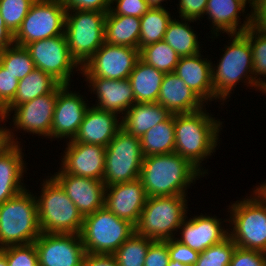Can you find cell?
I'll use <instances>...</instances> for the list:
<instances>
[{"label": "cell", "instance_id": "obj_1", "mask_svg": "<svg viewBox=\"0 0 266 266\" xmlns=\"http://www.w3.org/2000/svg\"><path fill=\"white\" fill-rule=\"evenodd\" d=\"M206 109L204 107L194 113L174 114V152L189 160L204 175L209 171L202 165L215 154L220 145L219 134L223 129V122Z\"/></svg>", "mask_w": 266, "mask_h": 266}, {"label": "cell", "instance_id": "obj_2", "mask_svg": "<svg viewBox=\"0 0 266 266\" xmlns=\"http://www.w3.org/2000/svg\"><path fill=\"white\" fill-rule=\"evenodd\" d=\"M204 176L189 160L172 152L144 157L139 179L147 197L187 196L190 186Z\"/></svg>", "mask_w": 266, "mask_h": 266}, {"label": "cell", "instance_id": "obj_3", "mask_svg": "<svg viewBox=\"0 0 266 266\" xmlns=\"http://www.w3.org/2000/svg\"><path fill=\"white\" fill-rule=\"evenodd\" d=\"M227 36L230 39L224 49L222 48L224 53H221V58L218 59L216 65L212 63L215 102L219 100L218 102H222L223 106L225 102H228L226 100L231 98L232 91L240 82L247 85L248 89L255 88L254 90L264 93V90L254 81L249 40L243 34H227Z\"/></svg>", "mask_w": 266, "mask_h": 266}, {"label": "cell", "instance_id": "obj_4", "mask_svg": "<svg viewBox=\"0 0 266 266\" xmlns=\"http://www.w3.org/2000/svg\"><path fill=\"white\" fill-rule=\"evenodd\" d=\"M40 184L36 201L41 233L80 234L84 217L65 190L49 175Z\"/></svg>", "mask_w": 266, "mask_h": 266}, {"label": "cell", "instance_id": "obj_5", "mask_svg": "<svg viewBox=\"0 0 266 266\" xmlns=\"http://www.w3.org/2000/svg\"><path fill=\"white\" fill-rule=\"evenodd\" d=\"M252 190L227 208L229 237L237 247L266 253V200Z\"/></svg>", "mask_w": 266, "mask_h": 266}, {"label": "cell", "instance_id": "obj_6", "mask_svg": "<svg viewBox=\"0 0 266 266\" xmlns=\"http://www.w3.org/2000/svg\"><path fill=\"white\" fill-rule=\"evenodd\" d=\"M34 194L26 188L0 205V249L31 244L40 236Z\"/></svg>", "mask_w": 266, "mask_h": 266}, {"label": "cell", "instance_id": "obj_7", "mask_svg": "<svg viewBox=\"0 0 266 266\" xmlns=\"http://www.w3.org/2000/svg\"><path fill=\"white\" fill-rule=\"evenodd\" d=\"M187 199L182 195L147 197L135 232L154 241L175 238L188 215Z\"/></svg>", "mask_w": 266, "mask_h": 266}, {"label": "cell", "instance_id": "obj_8", "mask_svg": "<svg viewBox=\"0 0 266 266\" xmlns=\"http://www.w3.org/2000/svg\"><path fill=\"white\" fill-rule=\"evenodd\" d=\"M134 232L132 223L104 206L84 217L80 236L86 253L112 255Z\"/></svg>", "mask_w": 266, "mask_h": 266}, {"label": "cell", "instance_id": "obj_9", "mask_svg": "<svg viewBox=\"0 0 266 266\" xmlns=\"http://www.w3.org/2000/svg\"><path fill=\"white\" fill-rule=\"evenodd\" d=\"M107 12L68 10L65 36L72 57L83 67L105 43Z\"/></svg>", "mask_w": 266, "mask_h": 266}, {"label": "cell", "instance_id": "obj_10", "mask_svg": "<svg viewBox=\"0 0 266 266\" xmlns=\"http://www.w3.org/2000/svg\"><path fill=\"white\" fill-rule=\"evenodd\" d=\"M143 159L140 138L121 128L106 147L104 185L107 187L139 179Z\"/></svg>", "mask_w": 266, "mask_h": 266}, {"label": "cell", "instance_id": "obj_11", "mask_svg": "<svg viewBox=\"0 0 266 266\" xmlns=\"http://www.w3.org/2000/svg\"><path fill=\"white\" fill-rule=\"evenodd\" d=\"M66 13L60 0H35L14 34V44L25 46L34 41L63 35Z\"/></svg>", "mask_w": 266, "mask_h": 266}, {"label": "cell", "instance_id": "obj_12", "mask_svg": "<svg viewBox=\"0 0 266 266\" xmlns=\"http://www.w3.org/2000/svg\"><path fill=\"white\" fill-rule=\"evenodd\" d=\"M25 48L28 50L35 68L51 75L61 85L71 84L73 73L77 71L79 75L82 71V67L70 53L65 33L26 44Z\"/></svg>", "mask_w": 266, "mask_h": 266}, {"label": "cell", "instance_id": "obj_13", "mask_svg": "<svg viewBox=\"0 0 266 266\" xmlns=\"http://www.w3.org/2000/svg\"><path fill=\"white\" fill-rule=\"evenodd\" d=\"M57 101V88L49 93L39 96L31 101L15 106L11 112L7 114V119L12 115V129L7 128L8 140L12 144H20L14 131L21 133H30L38 137L51 139V126L53 122V114ZM14 111V112H13ZM15 126V127H14ZM20 130V131H19ZM23 131V132H22ZM32 133V134H31ZM16 137V138H15Z\"/></svg>", "mask_w": 266, "mask_h": 266}, {"label": "cell", "instance_id": "obj_14", "mask_svg": "<svg viewBox=\"0 0 266 266\" xmlns=\"http://www.w3.org/2000/svg\"><path fill=\"white\" fill-rule=\"evenodd\" d=\"M139 49L106 42L82 67V77L128 79L139 59Z\"/></svg>", "mask_w": 266, "mask_h": 266}, {"label": "cell", "instance_id": "obj_15", "mask_svg": "<svg viewBox=\"0 0 266 266\" xmlns=\"http://www.w3.org/2000/svg\"><path fill=\"white\" fill-rule=\"evenodd\" d=\"M33 243L40 266H82L86 255L80 234L41 233Z\"/></svg>", "mask_w": 266, "mask_h": 266}, {"label": "cell", "instance_id": "obj_16", "mask_svg": "<svg viewBox=\"0 0 266 266\" xmlns=\"http://www.w3.org/2000/svg\"><path fill=\"white\" fill-rule=\"evenodd\" d=\"M71 84L57 87V101L51 126V140H73L91 103L79 92L70 90ZM87 100V101H85ZM66 138V139H65Z\"/></svg>", "mask_w": 266, "mask_h": 266}, {"label": "cell", "instance_id": "obj_17", "mask_svg": "<svg viewBox=\"0 0 266 266\" xmlns=\"http://www.w3.org/2000/svg\"><path fill=\"white\" fill-rule=\"evenodd\" d=\"M66 146L60 159L65 173L103 181L106 147L72 140Z\"/></svg>", "mask_w": 266, "mask_h": 266}, {"label": "cell", "instance_id": "obj_18", "mask_svg": "<svg viewBox=\"0 0 266 266\" xmlns=\"http://www.w3.org/2000/svg\"><path fill=\"white\" fill-rule=\"evenodd\" d=\"M198 215L191 216L192 218L187 216L179 227L180 233H177L181 236L175 238L200 253L226 239L229 236V230L228 225L224 224L228 219L223 220L207 213Z\"/></svg>", "mask_w": 266, "mask_h": 266}, {"label": "cell", "instance_id": "obj_19", "mask_svg": "<svg viewBox=\"0 0 266 266\" xmlns=\"http://www.w3.org/2000/svg\"><path fill=\"white\" fill-rule=\"evenodd\" d=\"M65 190L83 217L104 207L106 186L102 180L65 173L60 167L50 174Z\"/></svg>", "mask_w": 266, "mask_h": 266}, {"label": "cell", "instance_id": "obj_20", "mask_svg": "<svg viewBox=\"0 0 266 266\" xmlns=\"http://www.w3.org/2000/svg\"><path fill=\"white\" fill-rule=\"evenodd\" d=\"M147 200L145 188L140 179L106 187L104 206L118 218L132 223L139 221Z\"/></svg>", "mask_w": 266, "mask_h": 266}, {"label": "cell", "instance_id": "obj_21", "mask_svg": "<svg viewBox=\"0 0 266 266\" xmlns=\"http://www.w3.org/2000/svg\"><path fill=\"white\" fill-rule=\"evenodd\" d=\"M90 93L97 96L92 106L121 117L135 103L129 79L112 80L101 77H85ZM121 113V114H120Z\"/></svg>", "mask_w": 266, "mask_h": 266}, {"label": "cell", "instance_id": "obj_22", "mask_svg": "<svg viewBox=\"0 0 266 266\" xmlns=\"http://www.w3.org/2000/svg\"><path fill=\"white\" fill-rule=\"evenodd\" d=\"M245 6L237 0H208L206 5L207 18L211 23V39L224 34H242L252 26V14L246 13ZM240 16L244 19L241 21ZM243 22V23H242ZM212 24V25H211ZM220 32V33H219Z\"/></svg>", "mask_w": 266, "mask_h": 266}, {"label": "cell", "instance_id": "obj_23", "mask_svg": "<svg viewBox=\"0 0 266 266\" xmlns=\"http://www.w3.org/2000/svg\"><path fill=\"white\" fill-rule=\"evenodd\" d=\"M120 129L121 116L91 106L72 141L107 147Z\"/></svg>", "mask_w": 266, "mask_h": 266}, {"label": "cell", "instance_id": "obj_24", "mask_svg": "<svg viewBox=\"0 0 266 266\" xmlns=\"http://www.w3.org/2000/svg\"><path fill=\"white\" fill-rule=\"evenodd\" d=\"M201 52L179 58L174 73L207 105L215 100L212 83V60L203 58Z\"/></svg>", "mask_w": 266, "mask_h": 266}, {"label": "cell", "instance_id": "obj_25", "mask_svg": "<svg viewBox=\"0 0 266 266\" xmlns=\"http://www.w3.org/2000/svg\"><path fill=\"white\" fill-rule=\"evenodd\" d=\"M22 147L9 143L0 152V205L27 188L23 178L28 168Z\"/></svg>", "mask_w": 266, "mask_h": 266}, {"label": "cell", "instance_id": "obj_26", "mask_svg": "<svg viewBox=\"0 0 266 266\" xmlns=\"http://www.w3.org/2000/svg\"><path fill=\"white\" fill-rule=\"evenodd\" d=\"M157 102L171 114L194 113L207 106L174 72L165 73Z\"/></svg>", "mask_w": 266, "mask_h": 266}, {"label": "cell", "instance_id": "obj_27", "mask_svg": "<svg viewBox=\"0 0 266 266\" xmlns=\"http://www.w3.org/2000/svg\"><path fill=\"white\" fill-rule=\"evenodd\" d=\"M171 115L158 102H135L121 117V128L129 134L141 138L149 129L166 121Z\"/></svg>", "mask_w": 266, "mask_h": 266}, {"label": "cell", "instance_id": "obj_28", "mask_svg": "<svg viewBox=\"0 0 266 266\" xmlns=\"http://www.w3.org/2000/svg\"><path fill=\"white\" fill-rule=\"evenodd\" d=\"M165 73L157 70L140 58L129 75V81L136 103H155Z\"/></svg>", "mask_w": 266, "mask_h": 266}, {"label": "cell", "instance_id": "obj_29", "mask_svg": "<svg viewBox=\"0 0 266 266\" xmlns=\"http://www.w3.org/2000/svg\"><path fill=\"white\" fill-rule=\"evenodd\" d=\"M140 29V18L114 15L109 10L105 17V42L110 45L138 48Z\"/></svg>", "mask_w": 266, "mask_h": 266}, {"label": "cell", "instance_id": "obj_30", "mask_svg": "<svg viewBox=\"0 0 266 266\" xmlns=\"http://www.w3.org/2000/svg\"><path fill=\"white\" fill-rule=\"evenodd\" d=\"M60 83L51 75L35 68L31 73L19 80L17 93L13 101L5 108L6 115L18 105L31 101L39 96L53 92Z\"/></svg>", "mask_w": 266, "mask_h": 266}, {"label": "cell", "instance_id": "obj_31", "mask_svg": "<svg viewBox=\"0 0 266 266\" xmlns=\"http://www.w3.org/2000/svg\"><path fill=\"white\" fill-rule=\"evenodd\" d=\"M180 19V20H179ZM172 18L169 22L163 40L172 47L179 57L195 55L202 52L198 35L190 23L196 22L189 19Z\"/></svg>", "mask_w": 266, "mask_h": 266}, {"label": "cell", "instance_id": "obj_32", "mask_svg": "<svg viewBox=\"0 0 266 266\" xmlns=\"http://www.w3.org/2000/svg\"><path fill=\"white\" fill-rule=\"evenodd\" d=\"M140 145L144 157L174 152V114H172L166 121L149 129L140 138Z\"/></svg>", "mask_w": 266, "mask_h": 266}, {"label": "cell", "instance_id": "obj_33", "mask_svg": "<svg viewBox=\"0 0 266 266\" xmlns=\"http://www.w3.org/2000/svg\"><path fill=\"white\" fill-rule=\"evenodd\" d=\"M168 9L151 7L140 18L139 50L149 44L163 40L168 24L174 18Z\"/></svg>", "mask_w": 266, "mask_h": 266}, {"label": "cell", "instance_id": "obj_34", "mask_svg": "<svg viewBox=\"0 0 266 266\" xmlns=\"http://www.w3.org/2000/svg\"><path fill=\"white\" fill-rule=\"evenodd\" d=\"M139 57L142 61L163 73L174 72L180 58L164 40L141 48Z\"/></svg>", "mask_w": 266, "mask_h": 266}, {"label": "cell", "instance_id": "obj_35", "mask_svg": "<svg viewBox=\"0 0 266 266\" xmlns=\"http://www.w3.org/2000/svg\"><path fill=\"white\" fill-rule=\"evenodd\" d=\"M250 43L254 81L264 90L266 87V30L250 26L242 33ZM263 76L264 78H260Z\"/></svg>", "mask_w": 266, "mask_h": 266}, {"label": "cell", "instance_id": "obj_36", "mask_svg": "<svg viewBox=\"0 0 266 266\" xmlns=\"http://www.w3.org/2000/svg\"><path fill=\"white\" fill-rule=\"evenodd\" d=\"M153 241L134 232L112 255L118 266H144L147 250Z\"/></svg>", "mask_w": 266, "mask_h": 266}, {"label": "cell", "instance_id": "obj_37", "mask_svg": "<svg viewBox=\"0 0 266 266\" xmlns=\"http://www.w3.org/2000/svg\"><path fill=\"white\" fill-rule=\"evenodd\" d=\"M0 63L17 80L23 79L35 69L34 62L25 46L16 44L0 51Z\"/></svg>", "mask_w": 266, "mask_h": 266}, {"label": "cell", "instance_id": "obj_38", "mask_svg": "<svg viewBox=\"0 0 266 266\" xmlns=\"http://www.w3.org/2000/svg\"><path fill=\"white\" fill-rule=\"evenodd\" d=\"M236 247L228 236L220 243L200 252L194 266H229Z\"/></svg>", "mask_w": 266, "mask_h": 266}, {"label": "cell", "instance_id": "obj_39", "mask_svg": "<svg viewBox=\"0 0 266 266\" xmlns=\"http://www.w3.org/2000/svg\"><path fill=\"white\" fill-rule=\"evenodd\" d=\"M35 0H0V13L6 27L14 35Z\"/></svg>", "mask_w": 266, "mask_h": 266}, {"label": "cell", "instance_id": "obj_40", "mask_svg": "<svg viewBox=\"0 0 266 266\" xmlns=\"http://www.w3.org/2000/svg\"><path fill=\"white\" fill-rule=\"evenodd\" d=\"M8 266H40L34 243L6 247Z\"/></svg>", "mask_w": 266, "mask_h": 266}, {"label": "cell", "instance_id": "obj_41", "mask_svg": "<svg viewBox=\"0 0 266 266\" xmlns=\"http://www.w3.org/2000/svg\"><path fill=\"white\" fill-rule=\"evenodd\" d=\"M150 8L147 0H111L110 11L114 15L141 18Z\"/></svg>", "mask_w": 266, "mask_h": 266}, {"label": "cell", "instance_id": "obj_42", "mask_svg": "<svg viewBox=\"0 0 266 266\" xmlns=\"http://www.w3.org/2000/svg\"><path fill=\"white\" fill-rule=\"evenodd\" d=\"M19 80L0 63V104L5 109L14 99Z\"/></svg>", "mask_w": 266, "mask_h": 266}, {"label": "cell", "instance_id": "obj_43", "mask_svg": "<svg viewBox=\"0 0 266 266\" xmlns=\"http://www.w3.org/2000/svg\"><path fill=\"white\" fill-rule=\"evenodd\" d=\"M169 258L171 261H178L194 266L199 256V252L192 250L187 245L181 243L176 238L168 240Z\"/></svg>", "mask_w": 266, "mask_h": 266}, {"label": "cell", "instance_id": "obj_44", "mask_svg": "<svg viewBox=\"0 0 266 266\" xmlns=\"http://www.w3.org/2000/svg\"><path fill=\"white\" fill-rule=\"evenodd\" d=\"M229 266H266V253L236 247Z\"/></svg>", "mask_w": 266, "mask_h": 266}, {"label": "cell", "instance_id": "obj_45", "mask_svg": "<svg viewBox=\"0 0 266 266\" xmlns=\"http://www.w3.org/2000/svg\"><path fill=\"white\" fill-rule=\"evenodd\" d=\"M169 261L168 240L153 241L147 250L144 266H168Z\"/></svg>", "mask_w": 266, "mask_h": 266}, {"label": "cell", "instance_id": "obj_46", "mask_svg": "<svg viewBox=\"0 0 266 266\" xmlns=\"http://www.w3.org/2000/svg\"><path fill=\"white\" fill-rule=\"evenodd\" d=\"M179 18L189 20H201L204 18L206 12V5L208 0H178ZM201 18V19H200Z\"/></svg>", "mask_w": 266, "mask_h": 266}, {"label": "cell", "instance_id": "obj_47", "mask_svg": "<svg viewBox=\"0 0 266 266\" xmlns=\"http://www.w3.org/2000/svg\"><path fill=\"white\" fill-rule=\"evenodd\" d=\"M66 10H87L108 12L111 0H60Z\"/></svg>", "mask_w": 266, "mask_h": 266}, {"label": "cell", "instance_id": "obj_48", "mask_svg": "<svg viewBox=\"0 0 266 266\" xmlns=\"http://www.w3.org/2000/svg\"><path fill=\"white\" fill-rule=\"evenodd\" d=\"M82 266H118L113 255L86 253Z\"/></svg>", "mask_w": 266, "mask_h": 266}, {"label": "cell", "instance_id": "obj_49", "mask_svg": "<svg viewBox=\"0 0 266 266\" xmlns=\"http://www.w3.org/2000/svg\"><path fill=\"white\" fill-rule=\"evenodd\" d=\"M252 25L266 30V0H257V6L252 14Z\"/></svg>", "mask_w": 266, "mask_h": 266}, {"label": "cell", "instance_id": "obj_50", "mask_svg": "<svg viewBox=\"0 0 266 266\" xmlns=\"http://www.w3.org/2000/svg\"><path fill=\"white\" fill-rule=\"evenodd\" d=\"M14 44V35L6 27L4 20L0 13V51Z\"/></svg>", "mask_w": 266, "mask_h": 266}, {"label": "cell", "instance_id": "obj_51", "mask_svg": "<svg viewBox=\"0 0 266 266\" xmlns=\"http://www.w3.org/2000/svg\"><path fill=\"white\" fill-rule=\"evenodd\" d=\"M6 125L7 124L0 123V152H2L5 149V147L10 143L8 140V134H7L8 126Z\"/></svg>", "mask_w": 266, "mask_h": 266}, {"label": "cell", "instance_id": "obj_52", "mask_svg": "<svg viewBox=\"0 0 266 266\" xmlns=\"http://www.w3.org/2000/svg\"><path fill=\"white\" fill-rule=\"evenodd\" d=\"M237 1L242 3L246 8H247V5L249 4V7L251 8V10L249 12L251 14L254 13L256 6H257V0H237Z\"/></svg>", "mask_w": 266, "mask_h": 266}, {"label": "cell", "instance_id": "obj_53", "mask_svg": "<svg viewBox=\"0 0 266 266\" xmlns=\"http://www.w3.org/2000/svg\"><path fill=\"white\" fill-rule=\"evenodd\" d=\"M255 191L260 194L266 200V179L261 184L255 186Z\"/></svg>", "mask_w": 266, "mask_h": 266}, {"label": "cell", "instance_id": "obj_54", "mask_svg": "<svg viewBox=\"0 0 266 266\" xmlns=\"http://www.w3.org/2000/svg\"><path fill=\"white\" fill-rule=\"evenodd\" d=\"M164 1L167 2V0H147L149 6L154 8H164L162 5V2L164 3Z\"/></svg>", "mask_w": 266, "mask_h": 266}, {"label": "cell", "instance_id": "obj_55", "mask_svg": "<svg viewBox=\"0 0 266 266\" xmlns=\"http://www.w3.org/2000/svg\"><path fill=\"white\" fill-rule=\"evenodd\" d=\"M0 266H8L6 258V247L0 249Z\"/></svg>", "mask_w": 266, "mask_h": 266}, {"label": "cell", "instance_id": "obj_56", "mask_svg": "<svg viewBox=\"0 0 266 266\" xmlns=\"http://www.w3.org/2000/svg\"><path fill=\"white\" fill-rule=\"evenodd\" d=\"M8 122L7 120V115L5 113V109L3 108V106L0 104V123H6Z\"/></svg>", "mask_w": 266, "mask_h": 266}, {"label": "cell", "instance_id": "obj_57", "mask_svg": "<svg viewBox=\"0 0 266 266\" xmlns=\"http://www.w3.org/2000/svg\"><path fill=\"white\" fill-rule=\"evenodd\" d=\"M168 266H192V265H188V264H184L178 261H169Z\"/></svg>", "mask_w": 266, "mask_h": 266}, {"label": "cell", "instance_id": "obj_58", "mask_svg": "<svg viewBox=\"0 0 266 266\" xmlns=\"http://www.w3.org/2000/svg\"><path fill=\"white\" fill-rule=\"evenodd\" d=\"M264 93L263 94H265L266 95V87L264 88V91H263Z\"/></svg>", "mask_w": 266, "mask_h": 266}]
</instances>
